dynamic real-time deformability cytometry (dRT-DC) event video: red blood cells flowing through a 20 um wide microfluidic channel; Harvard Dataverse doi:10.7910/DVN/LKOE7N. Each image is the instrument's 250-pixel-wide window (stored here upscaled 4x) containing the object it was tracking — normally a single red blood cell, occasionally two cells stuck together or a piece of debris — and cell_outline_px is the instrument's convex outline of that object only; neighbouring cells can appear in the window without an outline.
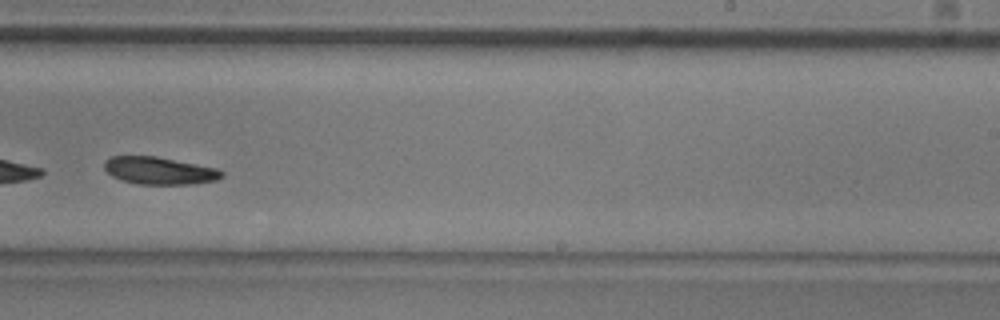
{"species": "common noctule bat (a hibernating species)", "species_latin": "Nyctalus noctula", "temperature_condition": "room temperature", "stored_images_in_passage": 43, "camera_frame_rate_fps": 3000, "um_per_image_px": 0.085, "animal": {"sex": "male", "body_mass_g": 20.5, "forearm_length_mm": 52.5}, "frame": {"image": 1, "passage_image": 25, "time_ms": 8.0, "image_size_px": [1000, 320], "cell_outline_px": [[224, 176], [216, 180], [192, 184], [140, 184], [124, 180], [112, 176], [104, 168], [104, 160], [112, 156], [156, 156], [220, 168], [224, 172]], "centroid_in_image_um": [13.6, 14.49], "position_along_channel_um": 275.4, "area_um2": 18.84}, "authors_computed_cell_mechanics": {"area_um2": 20.0566, "velocity_mm_per_s": 3.8206, "shape_relaxation_time_tau1_ms": 3.3833, "shape_relaxation_time_tau2_ms": null, "deformation_change_tau1": 0.1124, "deformation_change_tau2": null}}